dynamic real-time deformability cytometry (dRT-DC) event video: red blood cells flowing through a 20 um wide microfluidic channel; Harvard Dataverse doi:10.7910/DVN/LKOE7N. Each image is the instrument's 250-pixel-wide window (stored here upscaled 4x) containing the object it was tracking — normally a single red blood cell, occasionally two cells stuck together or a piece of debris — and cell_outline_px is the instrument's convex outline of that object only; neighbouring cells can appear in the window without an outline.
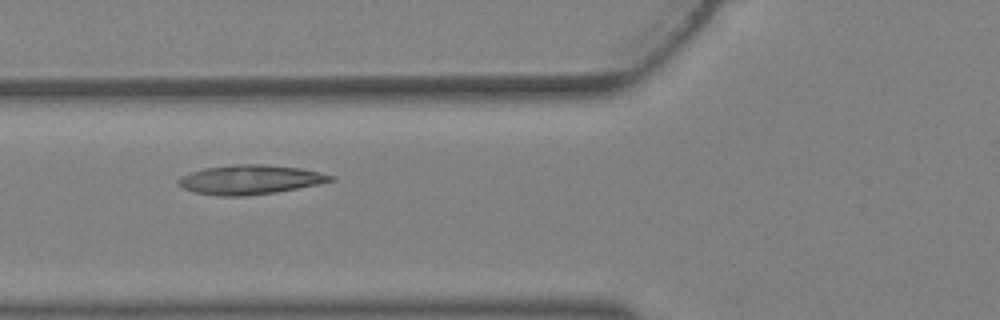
{"species": "Egyptian fruit bat (a non-hibernating species)", "species_latin": "Rousettus aegyptiacus", "temperature_condition": "warm", "stored_images_in_passage": 5, "camera_frame_rate_fps": 3000, "um_per_image_px": 0.085, "animal": {"sex": "female"}, "frame": {"image": 1, "passage_image": 5, "time_ms": 1.333, "image_size_px": [1000, 320], "cell_outline_px": [[336, 180], [276, 192], [244, 196], [220, 196], [196, 192], [184, 188], [176, 180], [180, 176], [204, 168], [232, 164], [260, 164], [300, 168], [320, 172], [336, 176]], "centroid_in_image_um": [21.27, 15.26], "position_along_channel_um": 104.5, "area_um2": 25.84}}